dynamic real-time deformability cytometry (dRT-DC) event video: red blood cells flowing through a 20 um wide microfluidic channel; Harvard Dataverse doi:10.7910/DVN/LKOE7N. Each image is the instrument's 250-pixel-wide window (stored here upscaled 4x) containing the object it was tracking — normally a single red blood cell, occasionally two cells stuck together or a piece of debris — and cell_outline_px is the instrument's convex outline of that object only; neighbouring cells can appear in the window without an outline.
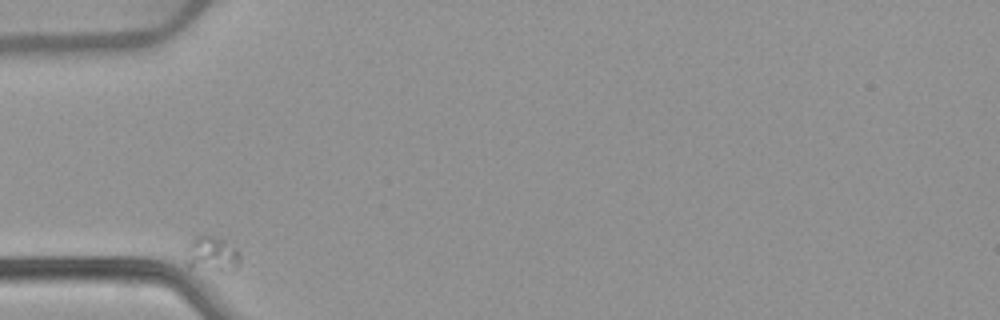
{"species": "common noctule bat (a hibernating species)", "species_latin": "Nyctalus noctula", "temperature_condition": "warm", "stored_images_in_passage": 11, "camera_frame_rate_fps": 3000, "um_per_image_px": 0.085, "animal": {"sex": "female", "body_mass_g": 22.7, "forearm_length_mm": 54.2}, "frame": {"image": 1, "passage_image": 1, "time_ms": 0.0, "image_size_px": [1000, 320], "cell_outline_px": [[240, 264], [236, 268], [228, 272], [220, 272], [188, 268], [184, 260], [188, 248], [192, 240], [204, 232], [224, 240], [240, 252]], "centroid_in_image_um": [18.0, 21.63], "position_along_channel_um": 67.0, "area_um2": 11.68}}